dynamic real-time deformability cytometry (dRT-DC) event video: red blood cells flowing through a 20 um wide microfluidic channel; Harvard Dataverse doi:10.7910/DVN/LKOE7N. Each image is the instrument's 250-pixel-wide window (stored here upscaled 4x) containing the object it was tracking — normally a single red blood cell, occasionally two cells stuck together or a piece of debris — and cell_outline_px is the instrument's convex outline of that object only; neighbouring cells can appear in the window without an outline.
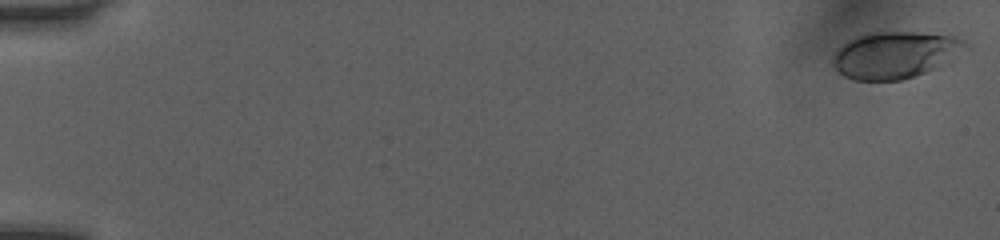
{"species": "human", "species_latin": "Homo sapiens", "temperature_condition": "room temperature", "stored_images_in_passage": 51, "camera_frame_rate_fps": 3000, "um_per_image_px": 0.085, "donor": {"sex": "female"}, "frame": {"image": 1, "passage_image": 1, "time_ms": 0.0, "image_size_px": [1000, 240], "cell_outline_px": [[972, 48], [924, 72], [900, 80], [852, 80], [844, 76], [832, 64], [832, 60], [836, 52], [848, 40], [856, 36], [868, 32], [916, 32], [956, 36], [972, 44]], "centroid_in_image_um": [76.11, 4.64], "position_along_channel_um": 8.9, "area_um2": 36.01}}
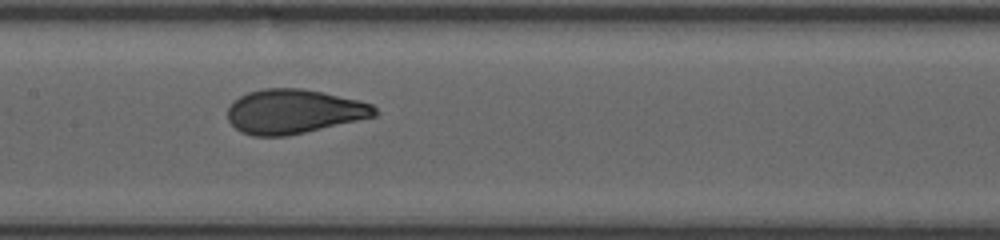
{"frame": {"image": 2, "passage_image": 27, "time_ms": 8.667, "image_size_px": [1000, 240], "cell_outline_px": [[380, 112], [376, 116], [288, 136], [252, 136], [240, 132], [228, 120], [228, 108], [240, 96], [248, 92], [264, 88], [300, 88], [324, 92], [372, 104]], "centroid_in_image_um": [24.98, 9.48], "position_along_channel_um": 182.4, "area_um2": 37.92}}
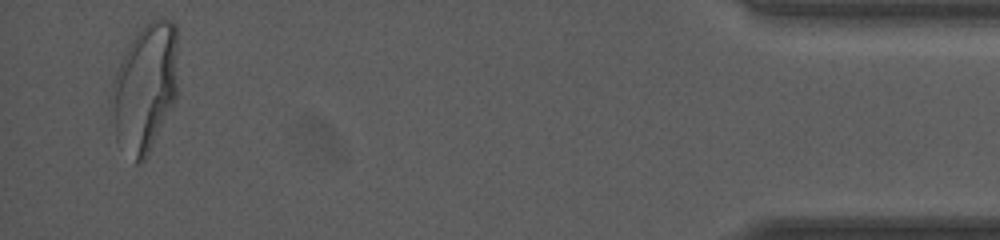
{"frame": {"image": 3, "passage_image": 50, "time_ms": 16.333, "image_size_px": [1000, 240], "cell_outline_px": [[176, 96], [148, 156], [140, 164], [136, 164], [116, 140], [108, 104], [112, 84], [116, 72], [124, 52], [136, 32], [144, 24], [160, 16], [164, 16], [172, 20], [176, 24]], "centroid_in_image_um": [12.28, 7.44], "position_along_channel_um": 422.9, "area_um2": 50.23}, "authors_computed_cell_mechanics": {"area_um2": 37.9168, "velocity_mm_per_s": 4.0587, "shape_relaxation_time_tau1_ms": 3.625, "shape_relaxation_time_tau2_ms": null, "deformation_change_tau1": 0.1782, "deformation_change_tau2": null}}